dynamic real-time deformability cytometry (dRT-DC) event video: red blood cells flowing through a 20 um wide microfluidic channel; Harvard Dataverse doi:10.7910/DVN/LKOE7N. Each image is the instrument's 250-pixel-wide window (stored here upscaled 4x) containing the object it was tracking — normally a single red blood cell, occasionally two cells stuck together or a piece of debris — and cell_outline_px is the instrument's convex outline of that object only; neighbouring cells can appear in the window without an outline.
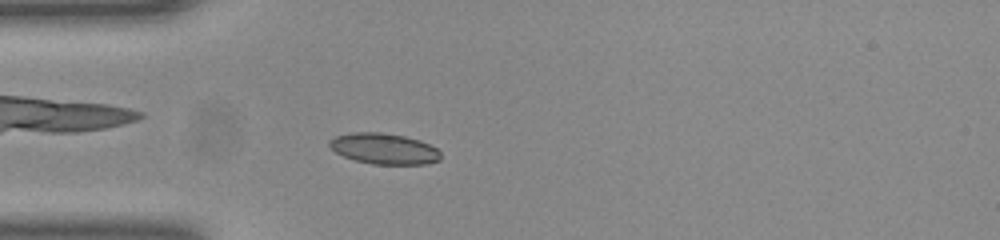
{"species": "common noctule bat (a hibernating species)", "species_latin": "Nyctalus noctula", "temperature_condition": "room temperature", "stored_images_in_passage": 48, "camera_frame_rate_fps": 3000, "um_per_image_px": 0.085, "animal": {"sex": "female", "body_mass_g": 23.0, "forearm_length_mm": 53.4}, "frame": {"image": 1, "passage_image": 11, "time_ms": 3.333, "image_size_px": [1000, 240], "cell_outline_px": [[440, 160], [428, 164], [372, 164], [356, 160], [344, 156], [336, 152], [328, 144], [328, 140], [336, 136], [352, 132], [380, 132], [404, 136], [420, 140], [436, 148], [440, 152]], "centroid_in_image_um": [32.65, 12.63], "position_along_channel_um": 52.4, "area_um2": 19.94}}
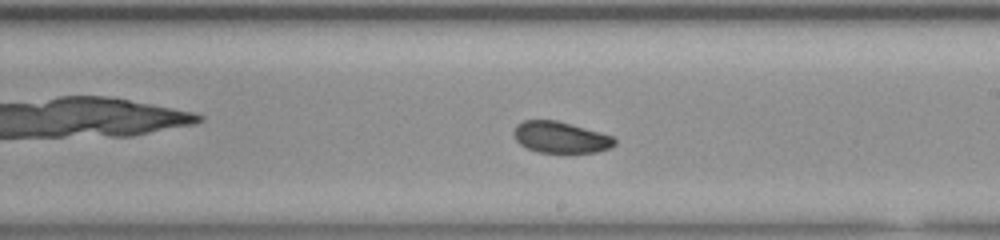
{"frame": {"image": 2, "passage_image": 26, "time_ms": 8.333, "image_size_px": [1000, 240], "cell_outline_px": [[616, 144], [612, 148], [596, 152], [536, 152], [520, 144], [516, 140], [516, 124], [524, 120], [556, 120], [600, 132], [612, 136], [616, 140]], "centroid_in_image_um": [47.69, 11.67], "position_along_channel_um": 241.3, "area_um2": 18.21}}
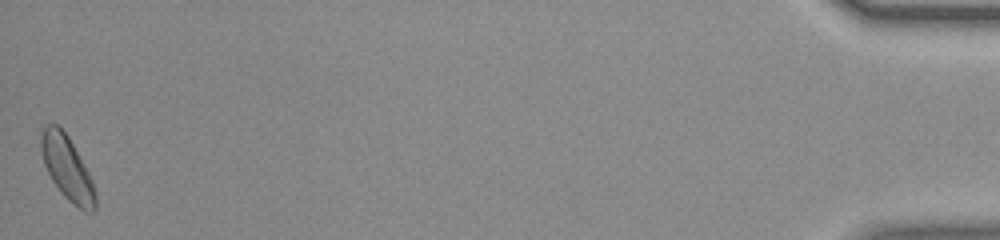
{"frame": {"image": 3, "passage_image": 48, "time_ms": 15.667, "image_size_px": [1000, 240], "cell_outline_px": [[96, 208], [92, 212], [84, 212], [72, 204], [60, 192], [52, 180], [44, 164], [40, 148], [40, 140], [44, 128], [48, 124], [56, 124], [68, 136], [84, 164], [92, 180], [96, 192]], "centroid_in_image_um": [5.72, 14.34], "position_along_channel_um": 429.5, "area_um2": 20.11}, "authors_computed_cell_mechanics": {"area_um2": 19.0451, "velocity_mm_per_s": 3.9259, "shape_relaxation_time_tau1_ms": 7.9634, "shape_relaxation_time_tau2_ms": 2.7143, "deformation_change_tau1": 0.1107, "deformation_change_tau2": 0.0727}}